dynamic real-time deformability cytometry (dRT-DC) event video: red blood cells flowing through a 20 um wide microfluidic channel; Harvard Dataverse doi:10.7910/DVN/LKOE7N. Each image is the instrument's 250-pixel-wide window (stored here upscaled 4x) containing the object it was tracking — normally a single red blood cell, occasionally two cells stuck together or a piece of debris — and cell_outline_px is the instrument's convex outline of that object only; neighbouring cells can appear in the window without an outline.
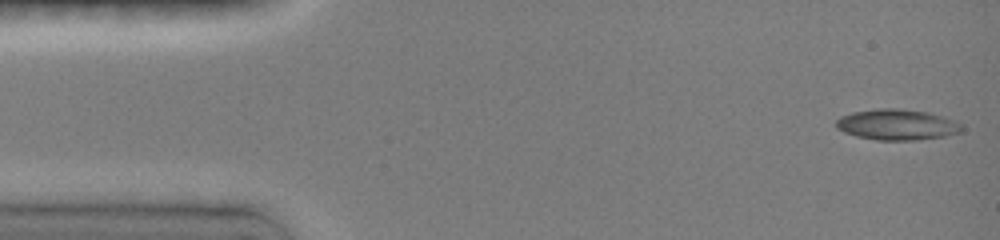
{"species": "common noctule bat (a hibernating species)", "species_latin": "Nyctalus noctula", "temperature_condition": "room temperature", "stored_images_in_passage": 47, "camera_frame_rate_fps": 3000, "um_per_image_px": 0.085, "animal": {"sex": "female", "body_mass_g": 19.0, "forearm_length_mm": 51.5}, "frame": {"image": 1, "passage_image": 1, "time_ms": 0.0, "image_size_px": [1000, 240], "cell_outline_px": [[964, 128], [960, 132], [944, 136], [916, 140], [876, 140], [856, 136], [844, 132], [836, 128], [836, 120], [840, 116], [852, 112], [876, 108], [896, 108], [928, 112], [944, 116], [960, 124]], "centroid_in_image_um": [76.22, 10.59], "position_along_channel_um": 8.8, "area_um2": 22.6}}
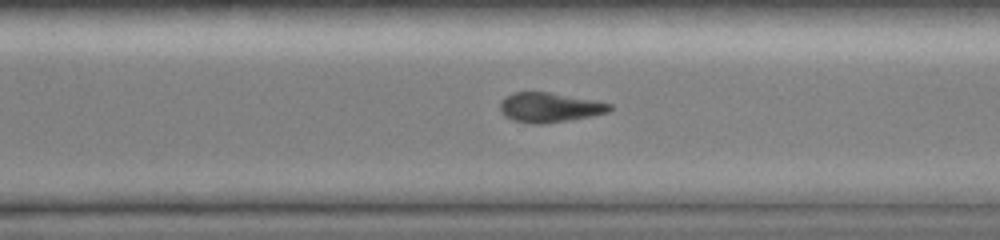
{"frame": {"image": 2, "passage_image": 33, "time_ms": 10.667, "image_size_px": [1000, 240], "cell_outline_px": [[612, 108], [608, 112], [592, 116], [544, 124], [532, 124], [512, 120], [504, 116], [500, 108], [500, 104], [512, 92], [548, 92], [592, 100], [612, 104]], "centroid_in_image_um": [46.71, 9.14], "position_along_channel_um": 323.9, "area_um2": 18.73}}
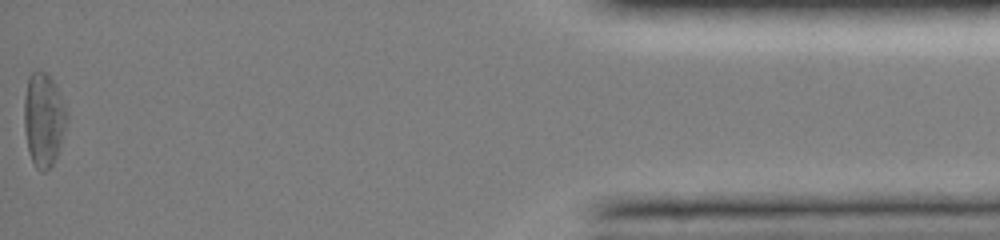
{"frame": {"image": 3, "passage_image": 47, "time_ms": 15.333, "image_size_px": [1000, 240], "cell_outline_px": [[68, 116], [56, 156], [52, 164], [44, 172], [40, 172], [36, 168], [28, 152], [24, 128], [24, 96], [28, 76], [32, 72], [44, 72], [52, 80], [68, 112]], "centroid_in_image_um": [3.68, 10.18], "position_along_channel_um": 431.5, "area_um2": 22.95}, "authors_computed_cell_mechanics": {"area_um2": 20.6346, "velocity_mm_per_s": 4.0236, "shape_relaxation_time_tau1_ms": 2.6105, "shape_relaxation_time_tau2_ms": null, "deformation_change_tau1": 0.1358, "deformation_change_tau2": null}}